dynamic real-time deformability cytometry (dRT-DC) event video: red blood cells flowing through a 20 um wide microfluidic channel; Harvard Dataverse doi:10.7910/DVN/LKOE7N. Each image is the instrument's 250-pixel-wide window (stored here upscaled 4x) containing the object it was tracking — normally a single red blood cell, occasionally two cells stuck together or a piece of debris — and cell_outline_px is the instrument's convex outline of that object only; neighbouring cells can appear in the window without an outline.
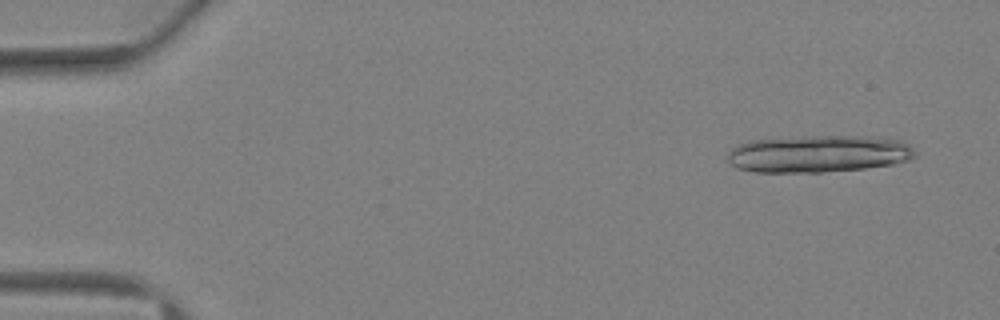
{"species": "Egyptian fruit bat (a non-hibernating species)", "species_latin": "Rousettus aegyptiacus", "temperature_condition": "warm", "stored_images_in_passage": 7, "camera_frame_rate_fps": 3000, "um_per_image_px": 0.085, "animal": {"sex": "female"}, "frame": {"image": 1, "passage_image": 1, "time_ms": 0.0, "image_size_px": [1000, 320], "cell_outline_px": [[916, 156], [908, 160], [896, 164], [864, 168], [820, 172], [756, 172], [736, 168], [728, 164], [728, 152], [732, 148], [748, 140], [804, 136], [884, 136], [900, 140], [912, 148], [916, 152]], "centroid_in_image_um": [69.58, 13.06], "position_along_channel_um": 15.4, "area_um2": 41.1}}